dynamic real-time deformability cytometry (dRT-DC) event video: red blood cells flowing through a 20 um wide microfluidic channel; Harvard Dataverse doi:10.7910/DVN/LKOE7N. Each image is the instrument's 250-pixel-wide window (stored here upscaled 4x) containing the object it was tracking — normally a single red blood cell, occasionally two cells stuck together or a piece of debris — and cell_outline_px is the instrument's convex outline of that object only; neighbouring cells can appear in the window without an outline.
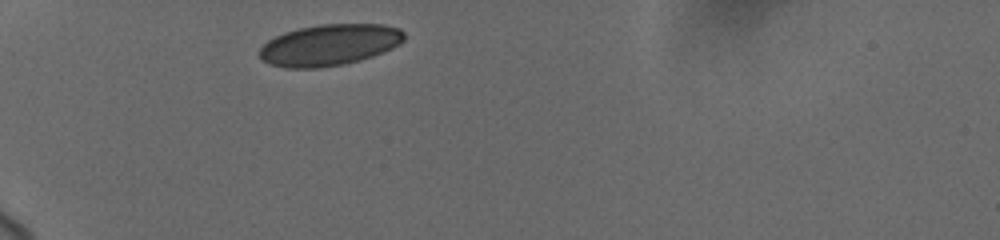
{"species": "human", "species_latin": "Homo sapiens", "temperature_condition": "cold", "stored_images_in_passage": 46, "camera_frame_rate_fps": 3000, "um_per_image_px": 0.085, "donor": {"sex": "female"}, "frame": {"image": 1, "passage_image": 1, "time_ms": 0.0, "image_size_px": [1000, 240], "cell_outline_px": [[404, 40], [400, 44], [392, 48], [372, 56], [360, 60], [340, 64], [316, 68], [284, 68], [272, 64], [264, 60], [260, 56], [260, 48], [268, 40], [284, 32], [300, 28], [320, 24], [384, 24], [400, 28], [404, 32]], "centroid_in_image_um": [28.03, 3.8], "position_along_channel_um": 57.0, "area_um2": 34.62}}
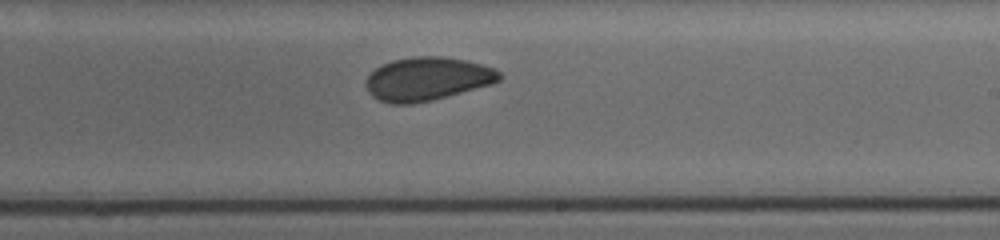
{"frame": {"image": 2, "passage_image": 30, "time_ms": 6.0, "image_size_px": [1000, 240], "cell_outline_px": [[504, 76], [500, 80], [492, 84], [432, 100], [412, 104], [392, 104], [376, 100], [368, 92], [368, 76], [380, 64], [392, 60], [416, 56], [440, 56], [464, 60], [496, 68]], "centroid_in_image_um": [36.33, 6.71], "position_along_channel_um": 252.7, "area_um2": 33.76}}
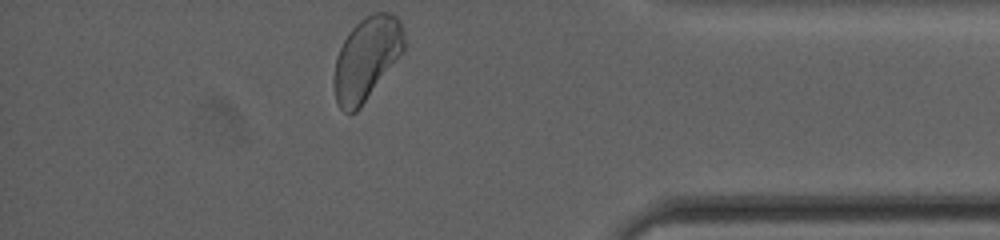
{"frame": {"image": 3, "passage_image": 46, "time_ms": 10.667, "image_size_px": [1000, 240], "cell_outline_px": [[404, 52], [360, 108], [356, 112], [344, 112], [340, 108], [336, 100], [332, 84], [332, 80], [336, 56], [344, 40], [352, 28], [364, 16], [372, 12], [392, 12], [400, 20], [404, 28]], "centroid_in_image_um": [31.16, 4.97], "position_along_channel_um": 404.0, "area_um2": 34.39}, "authors_computed_cell_mechanics": {"area_um2": 34.5644, "velocity_mm_per_s": 3.6718, "shape_relaxation_time_tau1_ms": 3.5754, "shape_relaxation_time_tau2_ms": 2.2277, "deformation_change_tau1": 0.0663, "deformation_change_tau2": 0.0528}}